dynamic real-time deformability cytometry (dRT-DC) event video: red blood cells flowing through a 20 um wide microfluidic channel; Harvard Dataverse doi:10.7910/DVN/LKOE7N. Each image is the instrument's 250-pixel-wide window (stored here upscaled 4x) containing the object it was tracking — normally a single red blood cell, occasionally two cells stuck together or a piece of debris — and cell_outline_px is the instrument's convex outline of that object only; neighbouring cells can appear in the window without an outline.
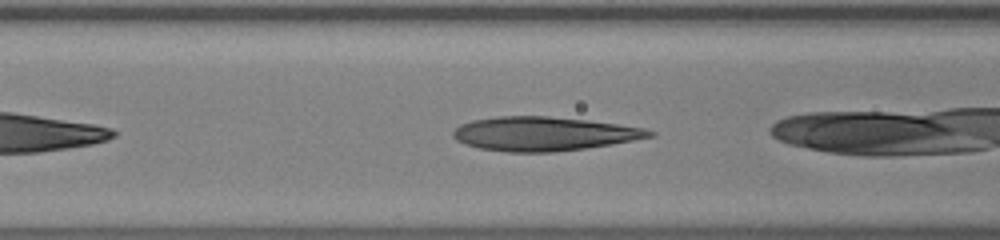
{"species": "human", "species_latin": "Homo sapiens", "temperature_condition": "warm", "stored_images_in_passage": 22, "camera_frame_rate_fps": 3000, "um_per_image_px": 0.085, "donor": {"sex": "male"}, "frame": {"image": 1, "passage_image": 3, "time_ms": 0.667, "image_size_px": [1000, 240], "cell_outline_px": [[656, 136], [612, 144], [584, 148], [552, 152], [508, 152], [480, 148], [464, 144], [456, 140], [452, 136], [452, 132], [460, 124], [472, 120], [500, 116], [548, 116], [588, 120], [644, 128], [656, 132]], "centroid_in_image_um": [46.21, 11.37], "position_along_channel_um": 120.4, "area_um2": 38.84}}
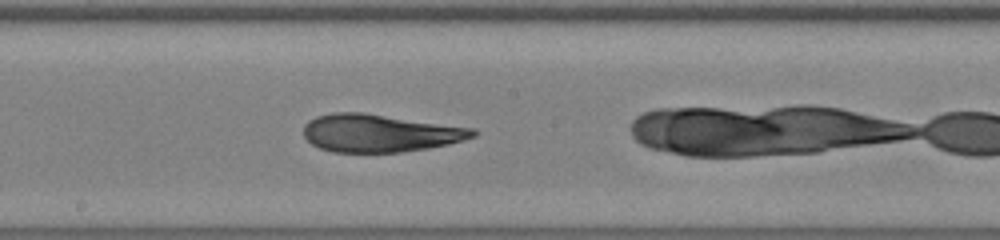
{"frame": {"image": 2, "passage_image": 10, "time_ms": 3.0, "image_size_px": [1000, 240], "cell_outline_px": [[476, 136], [464, 140], [448, 144], [428, 148], [400, 152], [332, 152], [320, 148], [312, 144], [304, 136], [304, 124], [308, 120], [316, 116], [332, 112], [364, 112], [476, 128]], "centroid_in_image_um": [32.28, 11.3], "position_along_channel_um": 215.9, "area_um2": 37.51}}
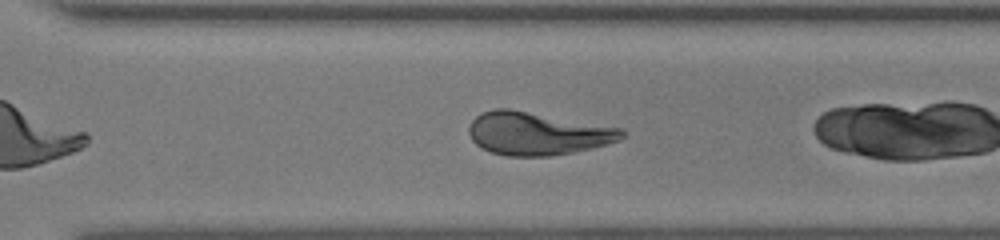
{"frame": {"image": 3, "passage_image": 18, "time_ms": 5.667, "image_size_px": [1000, 240], "cell_outline_px": [[624, 136], [620, 140], [592, 148], [572, 152], [548, 156], [508, 156], [492, 152], [476, 144], [472, 140], [468, 132], [468, 124], [480, 112], [496, 108], [508, 108], [624, 128]], "centroid_in_image_um": [45.66, 11.33], "position_along_channel_um": 324.9, "area_um2": 38.32}}